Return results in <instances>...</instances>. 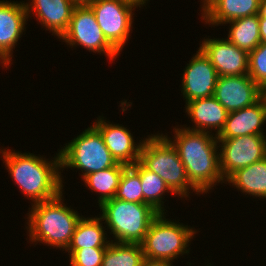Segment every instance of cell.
Masks as SVG:
<instances>
[{
  "label": "cell",
  "mask_w": 266,
  "mask_h": 266,
  "mask_svg": "<svg viewBox=\"0 0 266 266\" xmlns=\"http://www.w3.org/2000/svg\"><path fill=\"white\" fill-rule=\"evenodd\" d=\"M260 0H211L202 11L207 24L220 25L227 22L258 14Z\"/></svg>",
  "instance_id": "cell-19"
},
{
  "label": "cell",
  "mask_w": 266,
  "mask_h": 266,
  "mask_svg": "<svg viewBox=\"0 0 266 266\" xmlns=\"http://www.w3.org/2000/svg\"><path fill=\"white\" fill-rule=\"evenodd\" d=\"M231 25L228 38L238 48L250 53L260 43L259 15H251L227 22Z\"/></svg>",
  "instance_id": "cell-22"
},
{
  "label": "cell",
  "mask_w": 266,
  "mask_h": 266,
  "mask_svg": "<svg viewBox=\"0 0 266 266\" xmlns=\"http://www.w3.org/2000/svg\"><path fill=\"white\" fill-rule=\"evenodd\" d=\"M144 259L139 243H119L111 240L106 247L102 266H141Z\"/></svg>",
  "instance_id": "cell-25"
},
{
  "label": "cell",
  "mask_w": 266,
  "mask_h": 266,
  "mask_svg": "<svg viewBox=\"0 0 266 266\" xmlns=\"http://www.w3.org/2000/svg\"><path fill=\"white\" fill-rule=\"evenodd\" d=\"M248 75L262 89H266V42L249 53Z\"/></svg>",
  "instance_id": "cell-27"
},
{
  "label": "cell",
  "mask_w": 266,
  "mask_h": 266,
  "mask_svg": "<svg viewBox=\"0 0 266 266\" xmlns=\"http://www.w3.org/2000/svg\"><path fill=\"white\" fill-rule=\"evenodd\" d=\"M266 121V98L254 105L228 113L227 120L217 139H230L245 135H264L262 124Z\"/></svg>",
  "instance_id": "cell-16"
},
{
  "label": "cell",
  "mask_w": 266,
  "mask_h": 266,
  "mask_svg": "<svg viewBox=\"0 0 266 266\" xmlns=\"http://www.w3.org/2000/svg\"><path fill=\"white\" fill-rule=\"evenodd\" d=\"M1 150L5 165L21 192L38 203L58 196L63 190L60 155L47 161L34 154Z\"/></svg>",
  "instance_id": "cell-2"
},
{
  "label": "cell",
  "mask_w": 266,
  "mask_h": 266,
  "mask_svg": "<svg viewBox=\"0 0 266 266\" xmlns=\"http://www.w3.org/2000/svg\"><path fill=\"white\" fill-rule=\"evenodd\" d=\"M264 97L266 98V89L264 90Z\"/></svg>",
  "instance_id": "cell-35"
},
{
  "label": "cell",
  "mask_w": 266,
  "mask_h": 266,
  "mask_svg": "<svg viewBox=\"0 0 266 266\" xmlns=\"http://www.w3.org/2000/svg\"><path fill=\"white\" fill-rule=\"evenodd\" d=\"M25 6L28 18L31 11H34V16L38 17L43 27L60 38L68 28L76 5L71 0H32L30 4L25 3Z\"/></svg>",
  "instance_id": "cell-17"
},
{
  "label": "cell",
  "mask_w": 266,
  "mask_h": 266,
  "mask_svg": "<svg viewBox=\"0 0 266 266\" xmlns=\"http://www.w3.org/2000/svg\"><path fill=\"white\" fill-rule=\"evenodd\" d=\"M60 167L77 168L82 178L92 172L113 167L117 161L107 149L100 132L92 125L59 151Z\"/></svg>",
  "instance_id": "cell-6"
},
{
  "label": "cell",
  "mask_w": 266,
  "mask_h": 266,
  "mask_svg": "<svg viewBox=\"0 0 266 266\" xmlns=\"http://www.w3.org/2000/svg\"><path fill=\"white\" fill-rule=\"evenodd\" d=\"M26 19L25 3L0 1V63L5 67L11 63L12 49L26 29Z\"/></svg>",
  "instance_id": "cell-14"
},
{
  "label": "cell",
  "mask_w": 266,
  "mask_h": 266,
  "mask_svg": "<svg viewBox=\"0 0 266 266\" xmlns=\"http://www.w3.org/2000/svg\"><path fill=\"white\" fill-rule=\"evenodd\" d=\"M259 33L261 42H266V18H259Z\"/></svg>",
  "instance_id": "cell-30"
},
{
  "label": "cell",
  "mask_w": 266,
  "mask_h": 266,
  "mask_svg": "<svg viewBox=\"0 0 266 266\" xmlns=\"http://www.w3.org/2000/svg\"><path fill=\"white\" fill-rule=\"evenodd\" d=\"M258 15L259 18H266V0H260Z\"/></svg>",
  "instance_id": "cell-31"
},
{
  "label": "cell",
  "mask_w": 266,
  "mask_h": 266,
  "mask_svg": "<svg viewBox=\"0 0 266 266\" xmlns=\"http://www.w3.org/2000/svg\"><path fill=\"white\" fill-rule=\"evenodd\" d=\"M102 221L101 217H82L76 226L67 249L106 248L110 241L105 237L104 227L100 223Z\"/></svg>",
  "instance_id": "cell-21"
},
{
  "label": "cell",
  "mask_w": 266,
  "mask_h": 266,
  "mask_svg": "<svg viewBox=\"0 0 266 266\" xmlns=\"http://www.w3.org/2000/svg\"><path fill=\"white\" fill-rule=\"evenodd\" d=\"M139 161L148 170L162 178L172 194L188 197L190 188L197 192L196 194L200 193L190 183L176 148L163 133L161 135H149L143 140Z\"/></svg>",
  "instance_id": "cell-4"
},
{
  "label": "cell",
  "mask_w": 266,
  "mask_h": 266,
  "mask_svg": "<svg viewBox=\"0 0 266 266\" xmlns=\"http://www.w3.org/2000/svg\"><path fill=\"white\" fill-rule=\"evenodd\" d=\"M103 118H98L94 127L103 137L107 149L117 163L132 166L140 160V149L143 140L135 144L132 134L128 129L119 124H109Z\"/></svg>",
  "instance_id": "cell-15"
},
{
  "label": "cell",
  "mask_w": 266,
  "mask_h": 266,
  "mask_svg": "<svg viewBox=\"0 0 266 266\" xmlns=\"http://www.w3.org/2000/svg\"><path fill=\"white\" fill-rule=\"evenodd\" d=\"M75 5H89L93 0H71Z\"/></svg>",
  "instance_id": "cell-33"
},
{
  "label": "cell",
  "mask_w": 266,
  "mask_h": 266,
  "mask_svg": "<svg viewBox=\"0 0 266 266\" xmlns=\"http://www.w3.org/2000/svg\"><path fill=\"white\" fill-rule=\"evenodd\" d=\"M124 201L143 203V190L139 173L127 166L120 178L115 197Z\"/></svg>",
  "instance_id": "cell-26"
},
{
  "label": "cell",
  "mask_w": 266,
  "mask_h": 266,
  "mask_svg": "<svg viewBox=\"0 0 266 266\" xmlns=\"http://www.w3.org/2000/svg\"><path fill=\"white\" fill-rule=\"evenodd\" d=\"M192 229L188 225L169 221L164 213H160L151 222L144 240L140 243L144 258L173 262L180 254H188V243L196 234Z\"/></svg>",
  "instance_id": "cell-7"
},
{
  "label": "cell",
  "mask_w": 266,
  "mask_h": 266,
  "mask_svg": "<svg viewBox=\"0 0 266 266\" xmlns=\"http://www.w3.org/2000/svg\"><path fill=\"white\" fill-rule=\"evenodd\" d=\"M213 96L232 112L254 105L264 96V90L248 74L219 76Z\"/></svg>",
  "instance_id": "cell-11"
},
{
  "label": "cell",
  "mask_w": 266,
  "mask_h": 266,
  "mask_svg": "<svg viewBox=\"0 0 266 266\" xmlns=\"http://www.w3.org/2000/svg\"><path fill=\"white\" fill-rule=\"evenodd\" d=\"M199 49L215 67L218 76L248 74L249 53L227 39H204Z\"/></svg>",
  "instance_id": "cell-12"
},
{
  "label": "cell",
  "mask_w": 266,
  "mask_h": 266,
  "mask_svg": "<svg viewBox=\"0 0 266 266\" xmlns=\"http://www.w3.org/2000/svg\"><path fill=\"white\" fill-rule=\"evenodd\" d=\"M60 39L71 47L78 44L94 53H105L110 60L119 55V52L105 38L89 5L75 6L68 28Z\"/></svg>",
  "instance_id": "cell-8"
},
{
  "label": "cell",
  "mask_w": 266,
  "mask_h": 266,
  "mask_svg": "<svg viewBox=\"0 0 266 266\" xmlns=\"http://www.w3.org/2000/svg\"><path fill=\"white\" fill-rule=\"evenodd\" d=\"M125 3H128L134 7H141L140 5H145L146 1L148 0H123Z\"/></svg>",
  "instance_id": "cell-32"
},
{
  "label": "cell",
  "mask_w": 266,
  "mask_h": 266,
  "mask_svg": "<svg viewBox=\"0 0 266 266\" xmlns=\"http://www.w3.org/2000/svg\"><path fill=\"white\" fill-rule=\"evenodd\" d=\"M168 260H150L144 258L141 266H173Z\"/></svg>",
  "instance_id": "cell-29"
},
{
  "label": "cell",
  "mask_w": 266,
  "mask_h": 266,
  "mask_svg": "<svg viewBox=\"0 0 266 266\" xmlns=\"http://www.w3.org/2000/svg\"><path fill=\"white\" fill-rule=\"evenodd\" d=\"M101 218L115 242L141 243L151 222L160 214L151 205L121 199H109L99 205Z\"/></svg>",
  "instance_id": "cell-5"
},
{
  "label": "cell",
  "mask_w": 266,
  "mask_h": 266,
  "mask_svg": "<svg viewBox=\"0 0 266 266\" xmlns=\"http://www.w3.org/2000/svg\"><path fill=\"white\" fill-rule=\"evenodd\" d=\"M62 194L32 205L27 222L29 227H26L31 242H41L65 250L69 246L82 215L61 202Z\"/></svg>",
  "instance_id": "cell-3"
},
{
  "label": "cell",
  "mask_w": 266,
  "mask_h": 266,
  "mask_svg": "<svg viewBox=\"0 0 266 266\" xmlns=\"http://www.w3.org/2000/svg\"><path fill=\"white\" fill-rule=\"evenodd\" d=\"M210 1L211 0H202V2H203L202 4H204L203 7H202L203 8L202 10H204L208 6V4L210 3Z\"/></svg>",
  "instance_id": "cell-34"
},
{
  "label": "cell",
  "mask_w": 266,
  "mask_h": 266,
  "mask_svg": "<svg viewBox=\"0 0 266 266\" xmlns=\"http://www.w3.org/2000/svg\"><path fill=\"white\" fill-rule=\"evenodd\" d=\"M217 140L221 143L219 160L224 181L238 169L266 157V136L264 135H245Z\"/></svg>",
  "instance_id": "cell-10"
},
{
  "label": "cell",
  "mask_w": 266,
  "mask_h": 266,
  "mask_svg": "<svg viewBox=\"0 0 266 266\" xmlns=\"http://www.w3.org/2000/svg\"><path fill=\"white\" fill-rule=\"evenodd\" d=\"M174 141L164 135L176 148L186 169L190 183L200 192H208L216 183L223 182L217 136L211 132L174 128ZM218 151V152H217Z\"/></svg>",
  "instance_id": "cell-1"
},
{
  "label": "cell",
  "mask_w": 266,
  "mask_h": 266,
  "mask_svg": "<svg viewBox=\"0 0 266 266\" xmlns=\"http://www.w3.org/2000/svg\"><path fill=\"white\" fill-rule=\"evenodd\" d=\"M182 91L186 103L214 95L218 74L205 54L199 49L185 67Z\"/></svg>",
  "instance_id": "cell-13"
},
{
  "label": "cell",
  "mask_w": 266,
  "mask_h": 266,
  "mask_svg": "<svg viewBox=\"0 0 266 266\" xmlns=\"http://www.w3.org/2000/svg\"><path fill=\"white\" fill-rule=\"evenodd\" d=\"M132 167L139 173L142 190L143 203L151 205L159 213L163 211L162 195L165 192H172L162 178L156 173L148 170L140 161L136 162Z\"/></svg>",
  "instance_id": "cell-24"
},
{
  "label": "cell",
  "mask_w": 266,
  "mask_h": 266,
  "mask_svg": "<svg viewBox=\"0 0 266 266\" xmlns=\"http://www.w3.org/2000/svg\"><path fill=\"white\" fill-rule=\"evenodd\" d=\"M126 167L127 165L125 164L117 163L113 167L98 172H92L83 178L85 185L88 186L90 190L97 193L99 192V205L115 197L121 175Z\"/></svg>",
  "instance_id": "cell-23"
},
{
  "label": "cell",
  "mask_w": 266,
  "mask_h": 266,
  "mask_svg": "<svg viewBox=\"0 0 266 266\" xmlns=\"http://www.w3.org/2000/svg\"><path fill=\"white\" fill-rule=\"evenodd\" d=\"M89 6L105 38L120 53L132 30L134 6L123 0H93Z\"/></svg>",
  "instance_id": "cell-9"
},
{
  "label": "cell",
  "mask_w": 266,
  "mask_h": 266,
  "mask_svg": "<svg viewBox=\"0 0 266 266\" xmlns=\"http://www.w3.org/2000/svg\"><path fill=\"white\" fill-rule=\"evenodd\" d=\"M185 108L191 121L195 123L194 128L187 127L186 129L200 132L216 129L215 135L223 129L229 113L214 96L189 101Z\"/></svg>",
  "instance_id": "cell-18"
},
{
  "label": "cell",
  "mask_w": 266,
  "mask_h": 266,
  "mask_svg": "<svg viewBox=\"0 0 266 266\" xmlns=\"http://www.w3.org/2000/svg\"><path fill=\"white\" fill-rule=\"evenodd\" d=\"M246 195L266 198V157L245 168L238 169L226 180Z\"/></svg>",
  "instance_id": "cell-20"
},
{
  "label": "cell",
  "mask_w": 266,
  "mask_h": 266,
  "mask_svg": "<svg viewBox=\"0 0 266 266\" xmlns=\"http://www.w3.org/2000/svg\"><path fill=\"white\" fill-rule=\"evenodd\" d=\"M106 248L66 249L71 266H102Z\"/></svg>",
  "instance_id": "cell-28"
}]
</instances>
